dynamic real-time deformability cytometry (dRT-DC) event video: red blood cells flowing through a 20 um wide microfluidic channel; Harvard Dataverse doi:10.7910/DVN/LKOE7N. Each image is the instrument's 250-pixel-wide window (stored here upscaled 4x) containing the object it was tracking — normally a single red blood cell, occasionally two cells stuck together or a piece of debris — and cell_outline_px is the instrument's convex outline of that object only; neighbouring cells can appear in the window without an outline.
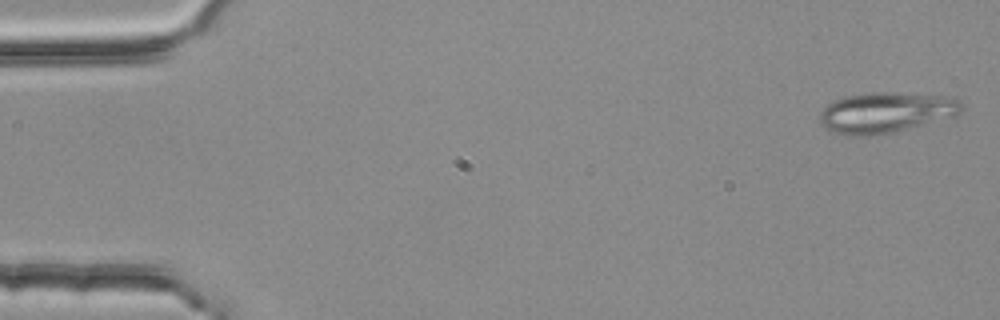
{"species": "common noctule bat (a hibernating species)", "species_latin": "Nyctalus noctula", "temperature_condition": "room temperature", "stored_images_in_passage": 4, "camera_frame_rate_fps": 3000, "um_per_image_px": 0.085, "animal": {"sex": "female", "body_mass_g": 25.1}, "frame": {"image": 1, "passage_image": 1, "time_ms": 0.0, "image_size_px": [1000, 320], "cell_outline_px": [[964, 108], [956, 116], [888, 132], [868, 136], [856, 136], [836, 132], [824, 128], [820, 124], [820, 112], [832, 100], [848, 96], [872, 92], [900, 92], [952, 96], [960, 100]], "centroid_in_image_um": [75.33, 9.53], "position_along_channel_um": 9.7, "area_um2": 33.41}}